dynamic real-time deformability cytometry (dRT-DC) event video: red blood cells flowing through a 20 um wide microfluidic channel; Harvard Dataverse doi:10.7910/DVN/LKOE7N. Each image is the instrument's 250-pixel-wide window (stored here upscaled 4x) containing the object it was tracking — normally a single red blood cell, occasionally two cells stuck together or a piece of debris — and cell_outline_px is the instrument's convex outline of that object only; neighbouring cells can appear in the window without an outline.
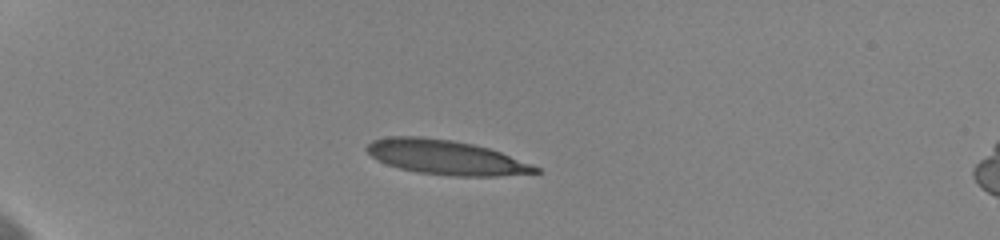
{"species": "human", "species_latin": "Homo sapiens", "temperature_condition": "cold", "stored_images_in_passage": 42, "camera_frame_rate_fps": 3000, "um_per_image_px": 0.085, "donor": {"sex": "female"}, "frame": {"image": 1, "passage_image": 1, "time_ms": 0.0, "image_size_px": [1000, 240], "cell_outline_px": [[544, 172], [500, 176], [452, 176], [416, 172], [400, 168], [376, 160], [364, 148], [372, 140], [388, 136], [420, 136], [452, 140], [472, 144], [488, 148], [500, 152], [532, 164], [540, 168]], "centroid_in_image_um": [37.9, 13.37], "position_along_channel_um": 47.1, "area_um2": 33.99}}
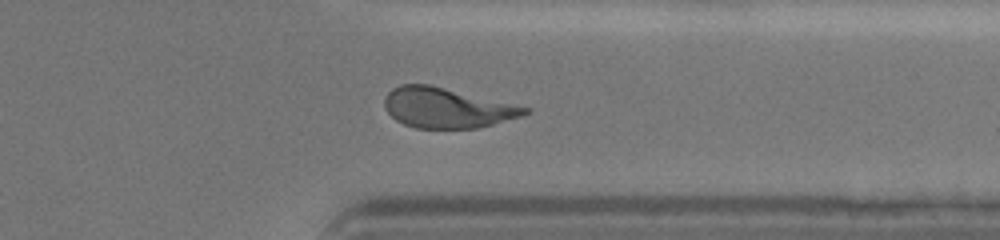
{"frame": {"image": 2, "passage_image": 32, "time_ms": 10.333, "image_size_px": [1000, 240], "cell_outline_px": [[532, 112], [520, 116], [492, 124], [476, 128], [416, 128], [404, 124], [396, 120], [384, 108], [384, 96], [392, 88], [400, 84], [428, 84], [532, 108]], "centroid_in_image_um": [37.96, 9.16], "position_along_channel_um": 373.4, "area_um2": 32.66}}
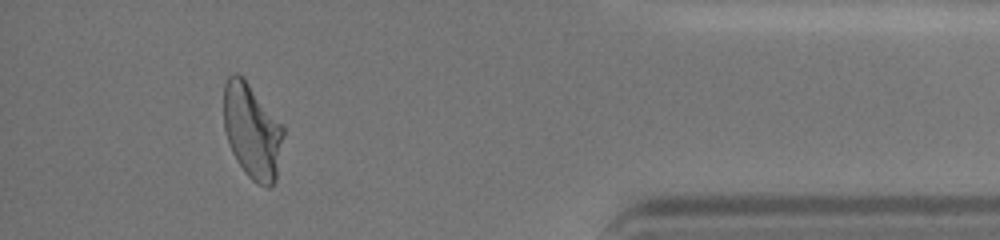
{"frame": {"image": 3, "passage_image": 38, "time_ms": 12.333, "image_size_px": [1000, 240], "cell_outline_px": [[284, 136], [276, 180], [268, 188], [264, 188], [256, 184], [244, 172], [236, 160], [232, 152], [224, 128], [224, 84], [228, 76], [232, 72], [236, 72], [244, 76], [284, 124]], "centroid_in_image_um": [21.45, 11.11], "position_along_channel_um": 413.7, "area_um2": 33.87}, "authors_computed_cell_mechanics": {"area_um2": 33.813, "velocity_mm_per_s": 3.6155, "shape_relaxation_time_tau1_ms": 6.5353, "shape_relaxation_time_tau2_ms": 1.1849, "deformation_change_tau1": 0.2275, "deformation_change_tau2": 0.0754}}